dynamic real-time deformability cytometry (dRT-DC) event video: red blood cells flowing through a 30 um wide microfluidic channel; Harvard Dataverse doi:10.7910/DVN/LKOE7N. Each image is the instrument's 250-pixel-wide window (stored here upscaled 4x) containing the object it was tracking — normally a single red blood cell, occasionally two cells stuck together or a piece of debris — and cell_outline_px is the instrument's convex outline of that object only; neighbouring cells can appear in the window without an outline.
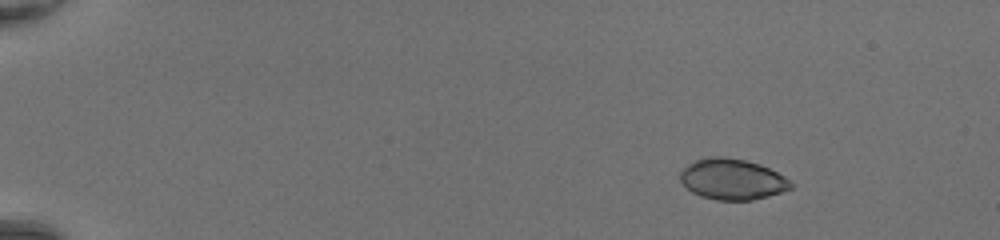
{"species": "common noctule bat (a hibernating species)", "species_latin": "Nyctalus noctula", "temperature_condition": "room temperature", "stored_images_in_passage": 43, "camera_frame_rate_fps": 3000, "um_per_image_px": 0.085, "animal": {"sex": "female", "body_mass_g": 20.0, "forearm_length_mm": 54.0}, "frame": {"image": 1, "passage_image": 1, "time_ms": 0.0, "image_size_px": [1000, 240], "cell_outline_px": [[796, 184], [792, 188], [768, 196], [752, 200], [716, 200], [700, 196], [692, 192], [680, 180], [680, 172], [688, 164], [696, 160], [712, 156], [720, 156], [744, 160], [760, 164], [784, 176]], "centroid_in_image_um": [62.26, 15.24], "position_along_channel_um": 22.7, "area_um2": 26.24}}
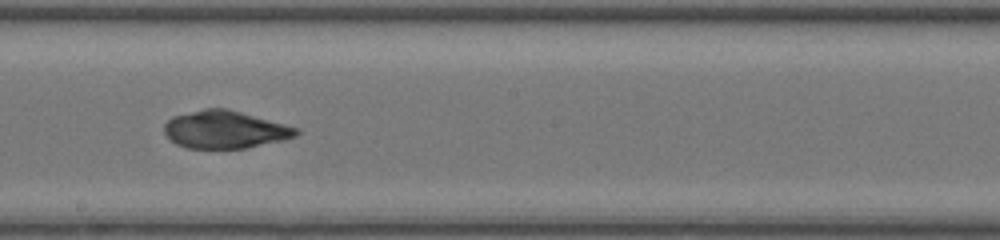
{"frame": {"image": 2, "passage_image": 24, "time_ms": 7.667, "image_size_px": [1000, 240], "cell_outline_px": [[300, 132], [296, 136], [284, 140], [244, 148], [188, 148], [176, 144], [164, 132], [164, 124], [172, 116], [204, 108], [224, 108], [240, 112], [300, 128]], "centroid_in_image_um": [19.13, 11.01], "position_along_channel_um": 229.1, "area_um2": 28.78}}
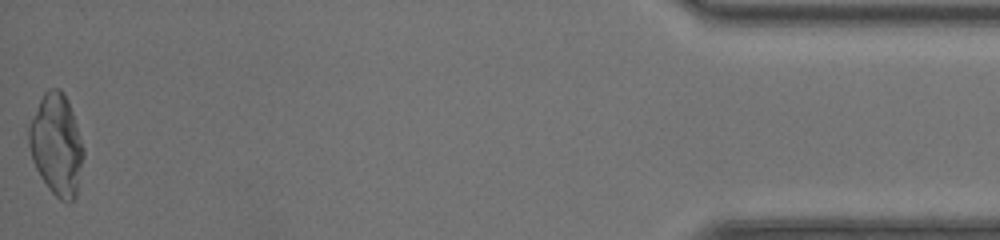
{"frame": {"image": 3, "passage_image": 43, "time_ms": 14.0, "image_size_px": [1000, 240], "cell_outline_px": [[84, 156], [76, 196], [68, 204], [60, 200], [48, 188], [40, 176], [32, 160], [28, 144], [28, 128], [40, 100], [44, 92], [48, 88], [60, 88], [64, 92], [68, 100], [84, 148]], "centroid_in_image_um": [4.81, 12.31], "position_along_channel_um": 430.4, "area_um2": 32.25}, "authors_computed_cell_mechanics": {"area_um2": 29.3046, "velocity_mm_per_s": 4.4156, "shape_relaxation_time_tau1_ms": 10.4804, "shape_relaxation_time_tau2_ms": 0.7104, "deformation_change_tau1": 0.4089, "deformation_change_tau2": 0.0495}}